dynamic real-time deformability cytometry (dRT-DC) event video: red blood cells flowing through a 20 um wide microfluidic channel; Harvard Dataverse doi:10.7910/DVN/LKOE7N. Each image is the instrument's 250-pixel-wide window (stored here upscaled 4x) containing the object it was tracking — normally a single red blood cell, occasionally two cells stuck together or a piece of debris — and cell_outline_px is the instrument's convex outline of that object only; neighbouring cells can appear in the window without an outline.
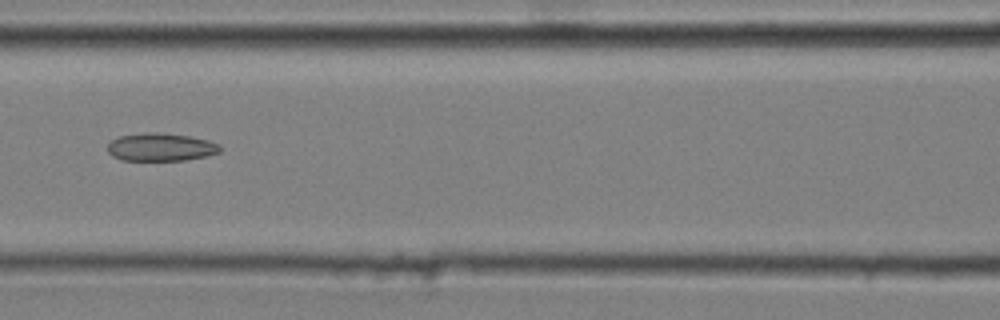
{"species": "common noctule bat (a hibernating species)", "species_latin": "Nyctalus noctula", "temperature_condition": "cold", "stored_images_in_passage": 13, "camera_frame_rate_fps": 3000, "um_per_image_px": 0.085, "animal": {"sex": "male", "body_mass_g": 20.4}, "frame": {"image": 1, "passage_image": 6, "time_ms": 1.667, "image_size_px": [1000, 320], "cell_outline_px": [[220, 152], [208, 156], [184, 160], [124, 160], [112, 156], [108, 152], [108, 144], [112, 140], [120, 136], [148, 132], [156, 132], [188, 136], [208, 140], [220, 144]], "centroid_in_image_um": [13.68, 12.51], "position_along_channel_um": 152.9, "area_um2": 18.21}}
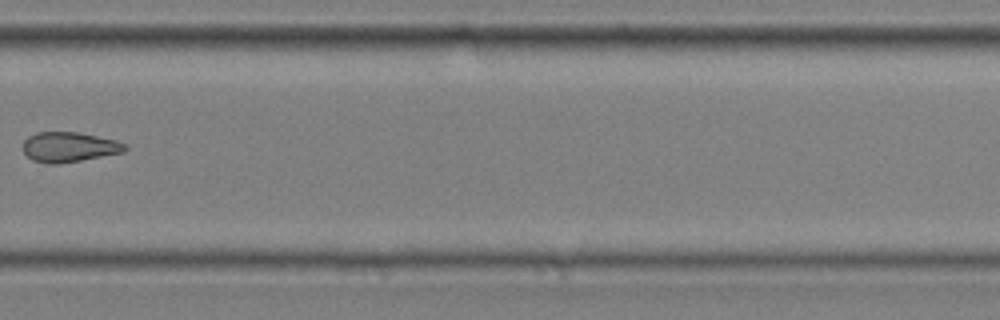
{"frame": {"image": 2, "passage_image": 10, "time_ms": 3.0, "image_size_px": [1000, 320], "cell_outline_px": [[128, 148], [124, 152], [60, 164], [44, 164], [32, 160], [24, 152], [24, 140], [28, 136], [36, 132], [76, 132], [116, 140], [128, 144]], "centroid_in_image_um": [5.88, 12.5], "position_along_channel_um": 323.9, "area_um2": 17.92}}
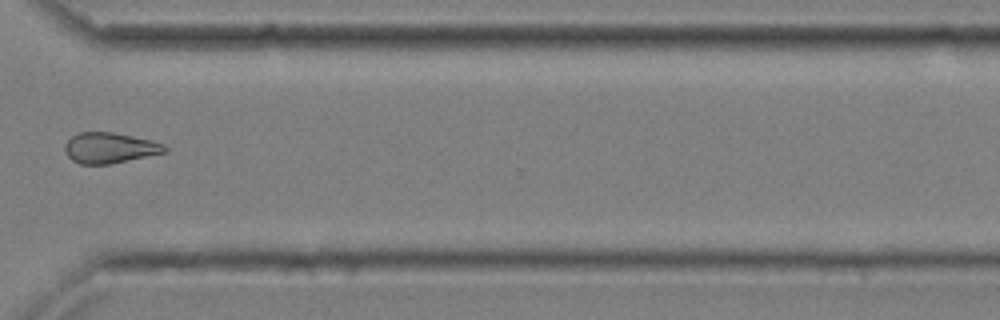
{"frame": {"image": 3, "passage_image": 11, "time_ms": 3.333, "image_size_px": [1000, 320], "cell_outline_px": [[168, 152], [108, 164], [80, 164], [72, 160], [68, 156], [64, 148], [64, 144], [72, 136], [80, 132], [112, 132], [152, 140], [164, 144], [168, 148]], "centroid_in_image_um": [9.34, 12.57], "position_along_channel_um": 361.3, "area_um2": 17.8}}